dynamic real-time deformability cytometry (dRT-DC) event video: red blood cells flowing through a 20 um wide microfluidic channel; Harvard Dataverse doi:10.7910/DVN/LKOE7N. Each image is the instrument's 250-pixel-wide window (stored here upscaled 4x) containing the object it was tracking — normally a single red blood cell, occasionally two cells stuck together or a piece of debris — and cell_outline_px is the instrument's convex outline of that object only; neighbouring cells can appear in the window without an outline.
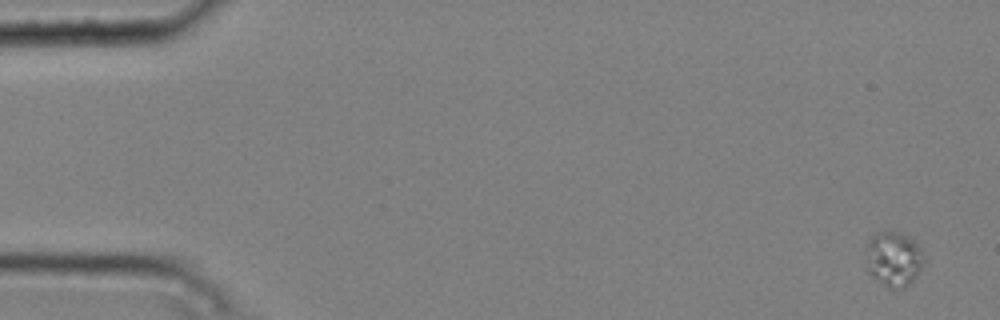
{"species": "common noctule bat (a hibernating species)", "species_latin": "Nyctalus noctula", "temperature_condition": "cold", "stored_images_in_passage": 5, "camera_frame_rate_fps": 3000, "um_per_image_px": 0.085, "animal": {"sex": "male", "body_mass_g": 20.4}, "frame": {"image": 1, "passage_image": 1, "time_ms": 0.0, "image_size_px": [1000, 320], "cell_outline_px": [[928, 260], [916, 276], [904, 288], [888, 288], [872, 276], [864, 268], [868, 240], [876, 232], [900, 232], [908, 236], [920, 248]], "centroid_in_image_um": [75.96, 22.02], "position_along_channel_um": 9.0, "area_um2": 18.9}}
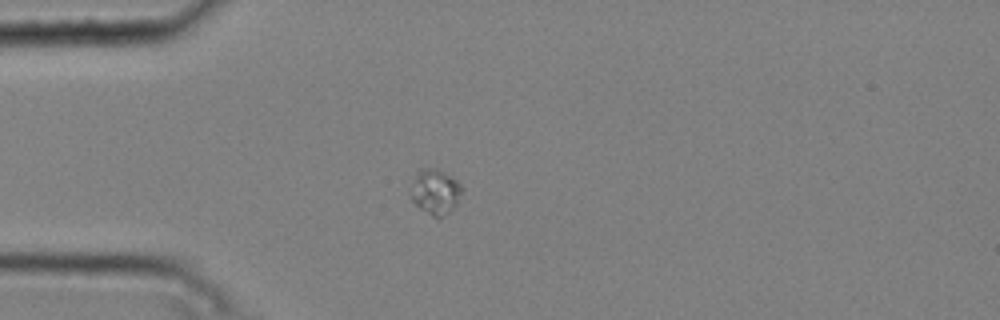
{"frame": {"image": 2, "passage_image": 5, "time_ms": 1.333, "image_size_px": [1000, 320], "cell_outline_px": [[464, 188], [456, 204], [452, 208], [440, 216], [432, 216], [420, 208], [412, 200], [412, 196], [416, 172], [420, 168], [436, 168], [452, 176]], "centroid_in_image_um": [37.03, 16.25], "position_along_channel_um": 48.0, "area_um2": 13.01}}